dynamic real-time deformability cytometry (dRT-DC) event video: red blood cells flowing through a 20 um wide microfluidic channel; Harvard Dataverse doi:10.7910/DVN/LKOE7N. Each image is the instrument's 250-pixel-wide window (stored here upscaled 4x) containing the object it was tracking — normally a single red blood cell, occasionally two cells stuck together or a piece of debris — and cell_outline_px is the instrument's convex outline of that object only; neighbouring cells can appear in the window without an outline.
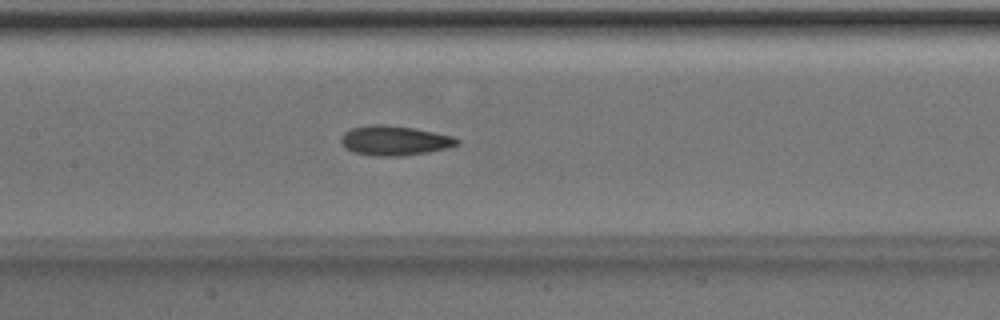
{"species": "Egyptian fruit bat (a non-hibernating species)", "species_latin": "Rousettus aegyptiacus", "temperature_condition": "room temperature", "stored_images_in_passage": 40, "camera_frame_rate_fps": 3000, "um_per_image_px": 0.085, "animal": {"sex": "male"}, "frame": {"image": 1, "passage_image": 14, "time_ms": 4.333, "image_size_px": [1000, 320], "cell_outline_px": [[460, 144], [448, 148], [428, 152], [400, 156], [380, 156], [352, 152], [344, 148], [340, 140], [340, 136], [344, 132], [352, 128], [368, 124], [384, 124], [412, 128], [452, 136], [460, 140]], "centroid_in_image_um": [33.5, 11.95], "position_along_channel_um": 173.9, "area_um2": 20.11}}
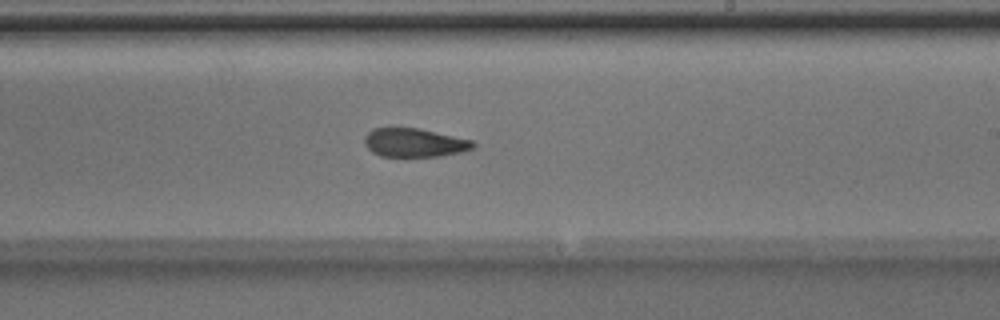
{"frame": {"image": 2, "passage_image": 20, "time_ms": 6.333, "image_size_px": [1000, 320], "cell_outline_px": [[476, 144], [472, 148], [460, 152], [440, 156], [380, 156], [372, 152], [364, 144], [364, 136], [372, 128], [420, 128], [472, 140]], "centroid_in_image_um": [35.19, 12.12], "position_along_channel_um": 253.8, "area_um2": 18.09}}
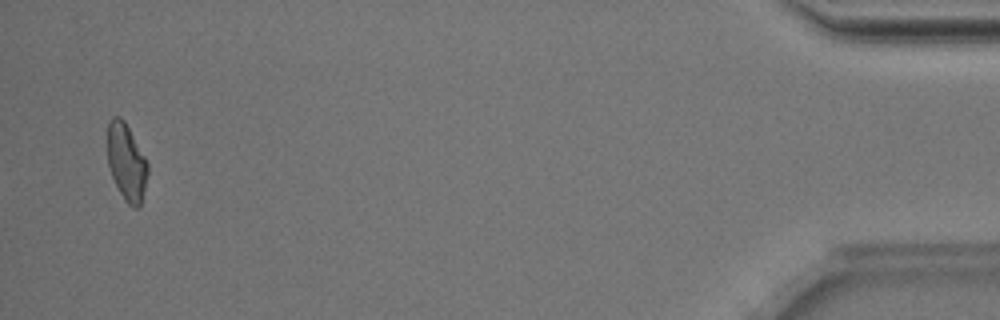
{"frame": {"image": 3, "passage_image": 39, "time_ms": 12.667, "image_size_px": [1000, 320], "cell_outline_px": [[148, 172], [140, 208], [132, 208], [124, 200], [112, 176], [108, 164], [108, 120], [112, 116], [120, 116], [124, 120], [144, 156], [148, 164]], "centroid_in_image_um": [10.75, 13.79], "position_along_channel_um": 424.5, "area_um2": 17.92}, "authors_computed_cell_mechanics": {"area_um2": 19.0451, "velocity_mm_per_s": 4.0179, "shape_relaxation_time_tau1_ms": 3.9646, "shape_relaxation_time_tau2_ms": 2.7093, "deformation_change_tau1": 0.1569, "deformation_change_tau2": 0.1061}}